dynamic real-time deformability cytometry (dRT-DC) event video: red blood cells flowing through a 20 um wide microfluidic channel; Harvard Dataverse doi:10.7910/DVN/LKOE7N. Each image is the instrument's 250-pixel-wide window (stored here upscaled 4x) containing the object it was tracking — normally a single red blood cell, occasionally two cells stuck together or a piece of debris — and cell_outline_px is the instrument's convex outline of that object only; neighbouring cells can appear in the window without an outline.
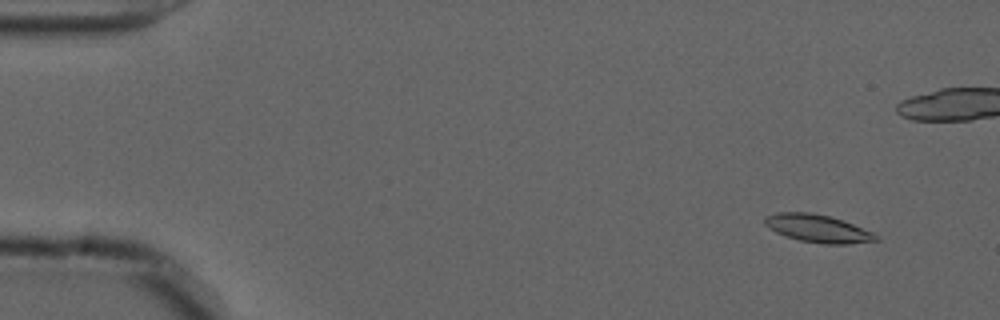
{"species": "common noctule bat (a hibernating species)", "species_latin": "Nyctalus noctula", "temperature_condition": "cold", "stored_images_in_passage": 56, "camera_frame_rate_fps": 3000, "um_per_image_px": 0.085, "animal": {"sex": "male", "forearm_length_mm": 52.5}, "frame": {"image": 1, "passage_image": 4, "time_ms": 1.0, "image_size_px": [1000, 320], "cell_outline_px": [[880, 240], [848, 244], [824, 244], [800, 240], [776, 232], [764, 224], [764, 216], [776, 212], [812, 212], [828, 216], [852, 224], [872, 232], [880, 236]], "centroid_in_image_um": [69.51, 19.42], "position_along_channel_um": 15.5, "area_um2": 17.86}}
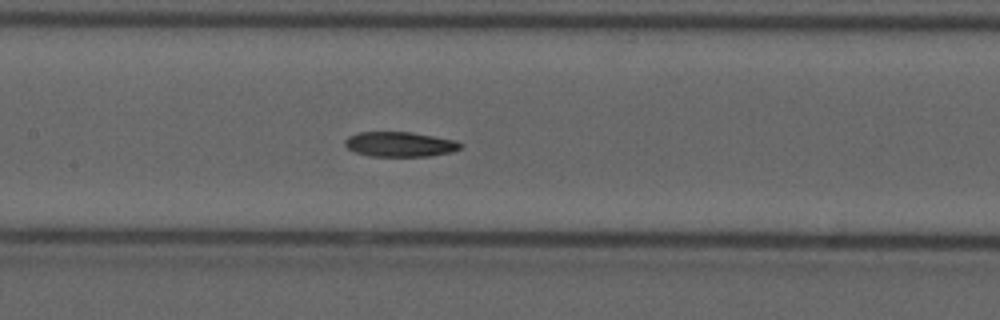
{"frame": {"image": 2, "passage_image": 26, "time_ms": 8.333, "image_size_px": [1000, 320], "cell_outline_px": [[464, 144], [460, 148], [452, 152], [432, 156], [372, 156], [356, 152], [348, 148], [344, 144], [344, 140], [348, 136], [360, 132], [412, 132], [452, 140]], "centroid_in_image_um": [33.98, 12.26], "position_along_channel_um": 173.4, "area_um2": 16.65}}
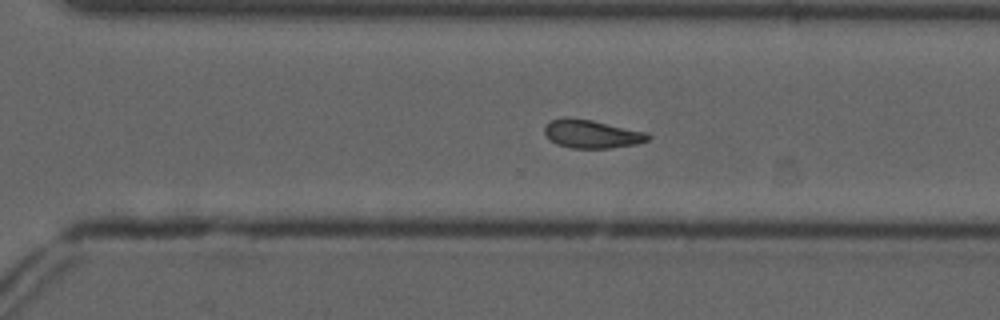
{"frame": {"image": 3, "passage_image": 38, "time_ms": 12.333, "image_size_px": [1000, 320], "cell_outline_px": [[652, 136], [648, 140], [636, 144], [612, 148], [572, 148], [556, 144], [548, 140], [544, 132], [544, 128], [552, 120], [564, 116], [568, 116], [592, 120], [648, 132]], "centroid_in_image_um": [50.29, 11.38], "position_along_channel_um": 320.3, "area_um2": 17.34}}